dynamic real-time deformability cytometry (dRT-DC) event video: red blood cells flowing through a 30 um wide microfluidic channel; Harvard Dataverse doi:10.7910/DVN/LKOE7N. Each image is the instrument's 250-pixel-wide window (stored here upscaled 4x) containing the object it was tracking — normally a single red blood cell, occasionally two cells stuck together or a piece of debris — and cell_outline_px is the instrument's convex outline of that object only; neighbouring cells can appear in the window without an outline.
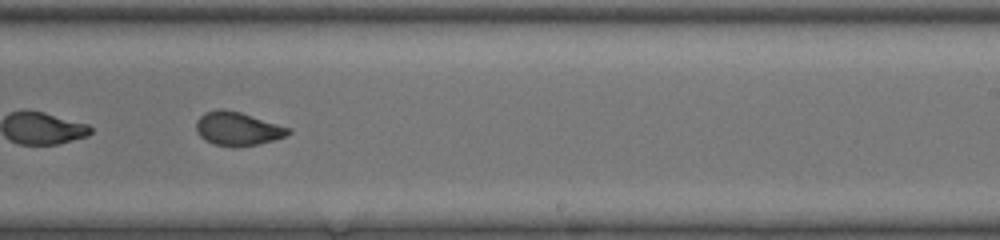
{"species": "common noctule bat (a hibernating species)", "species_latin": "Nyctalus noctula", "temperature_condition": "room temperature", "stored_images_in_passage": 52, "segment_of_instrument_passage": [2, 2], "camera_frame_rate_fps": 3000, "um_per_image_px": 0.085, "animal": {"sex": "female", "body_mass_g": 20.0, "forearm_length_mm": 54.0}, "frame": {"image": 1, "passage_image": 35, "time_ms": 11.333, "image_size_px": [1000, 240], "cell_outline_px": [[292, 132], [284, 136], [272, 140], [256, 144], [236, 148], [216, 144], [204, 140], [196, 132], [196, 120], [204, 112], [220, 108], [240, 112], [292, 128]], "centroid_in_image_um": [20.18, 10.94], "position_along_channel_um": 268.8, "area_um2": 18.09}}
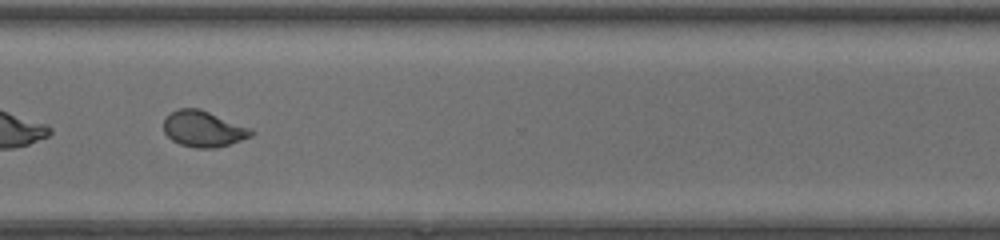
{"frame": {"image": 2, "passage_image": 41, "time_ms": 13.333, "image_size_px": [1000, 240], "cell_outline_px": [[256, 132], [252, 136], [216, 148], [196, 148], [180, 144], [172, 140], [164, 132], [164, 120], [176, 108], [200, 108], [252, 128]], "centroid_in_image_um": [17.31, 10.95], "position_along_channel_um": 353.3, "area_um2": 18.44}}